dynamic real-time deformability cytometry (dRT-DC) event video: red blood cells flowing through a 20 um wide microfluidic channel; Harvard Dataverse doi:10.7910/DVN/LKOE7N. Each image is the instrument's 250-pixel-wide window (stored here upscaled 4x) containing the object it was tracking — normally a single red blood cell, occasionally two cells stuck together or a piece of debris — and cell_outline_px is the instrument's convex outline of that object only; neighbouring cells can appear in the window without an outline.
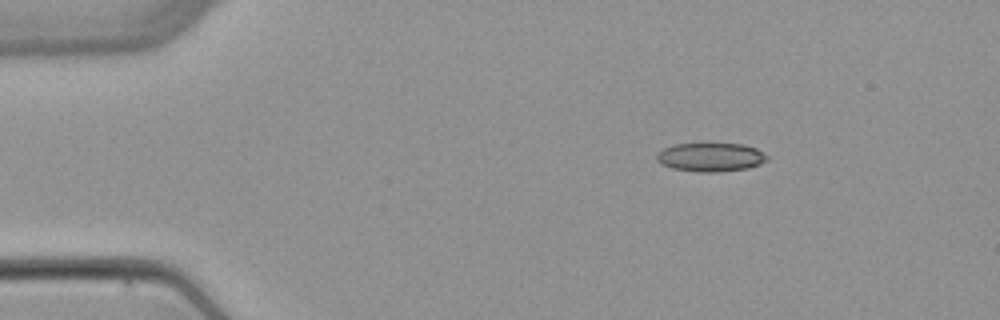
{"species": "common noctule bat (a hibernating species)", "species_latin": "Nyctalus noctula", "temperature_condition": "warm", "stored_images_in_passage": 4, "camera_frame_rate_fps": 3000, "um_per_image_px": 0.085, "animal": {"sex": "female", "body_mass_g": 22.7, "forearm_length_mm": 54.2}, "frame": {"image": 1, "passage_image": 2, "time_ms": 1.333, "image_size_px": [1000, 320], "cell_outline_px": [[768, 160], [760, 164], [748, 168], [716, 172], [700, 172], [672, 168], [660, 164], [656, 160], [656, 152], [664, 148], [676, 144], [744, 144], [756, 148], [768, 156]], "centroid_in_image_um": [60.39, 13.36], "position_along_channel_um": 24.6, "area_um2": 18.5}}